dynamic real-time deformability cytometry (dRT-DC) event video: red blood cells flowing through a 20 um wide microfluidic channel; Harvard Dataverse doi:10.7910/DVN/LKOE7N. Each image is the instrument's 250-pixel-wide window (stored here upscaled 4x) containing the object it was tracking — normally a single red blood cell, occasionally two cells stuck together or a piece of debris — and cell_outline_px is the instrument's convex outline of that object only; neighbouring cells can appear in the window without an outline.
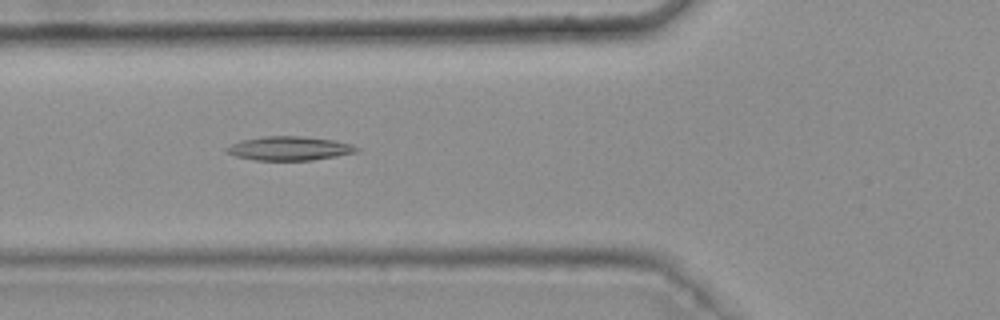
{"species": "common noctule bat (a hibernating species)", "species_latin": "Nyctalus noctula", "temperature_condition": "warm", "stored_images_in_passage": 13, "camera_frame_rate_fps": 3000, "um_per_image_px": 0.085, "animal": {"sex": "female", "body_mass_g": 25.1}, "frame": {"image": 1, "passage_image": 4, "time_ms": 1.0, "image_size_px": [1000, 320], "cell_outline_px": [[360, 148], [356, 152], [336, 156], [312, 160], [256, 160], [236, 156], [224, 152], [224, 148], [240, 140], [264, 136], [300, 136], [336, 140], [352, 144]], "centroid_in_image_um": [24.58, 12.61], "position_along_channel_um": 101.2, "area_um2": 18.21}}